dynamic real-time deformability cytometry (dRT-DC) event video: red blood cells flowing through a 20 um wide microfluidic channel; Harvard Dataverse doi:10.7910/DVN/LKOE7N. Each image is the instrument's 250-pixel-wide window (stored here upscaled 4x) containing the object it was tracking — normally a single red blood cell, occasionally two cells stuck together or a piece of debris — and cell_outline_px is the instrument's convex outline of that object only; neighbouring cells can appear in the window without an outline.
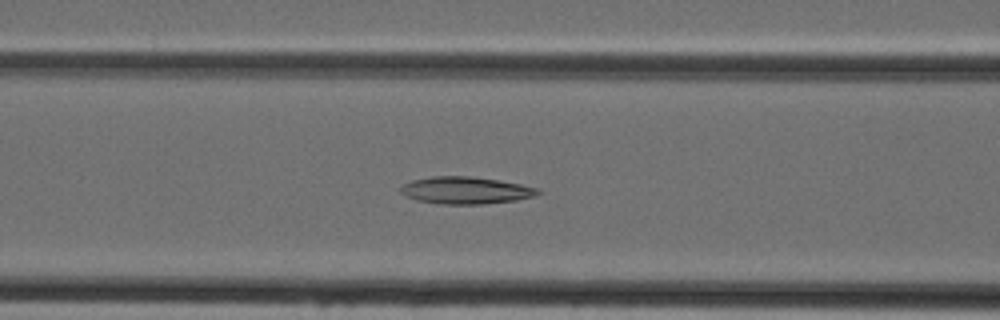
{"species": "Egyptian fruit bat (a non-hibernating species)", "species_latin": "Rousettus aegyptiacus", "temperature_condition": "cold", "stored_images_in_passage": 46, "camera_frame_rate_fps": 3000, "um_per_image_px": 0.085, "animal": {"sex": "female"}, "frame": {"image": 1, "passage_image": 18, "time_ms": 5.667, "image_size_px": [1000, 320], "cell_outline_px": [[544, 192], [536, 196], [516, 200], [484, 204], [440, 204], [416, 200], [404, 196], [400, 192], [400, 188], [404, 184], [412, 180], [432, 176], [472, 176], [500, 180], [540, 188]], "centroid_in_image_um": [39.62, 16.18], "position_along_channel_um": 127.0, "area_um2": 22.02}}
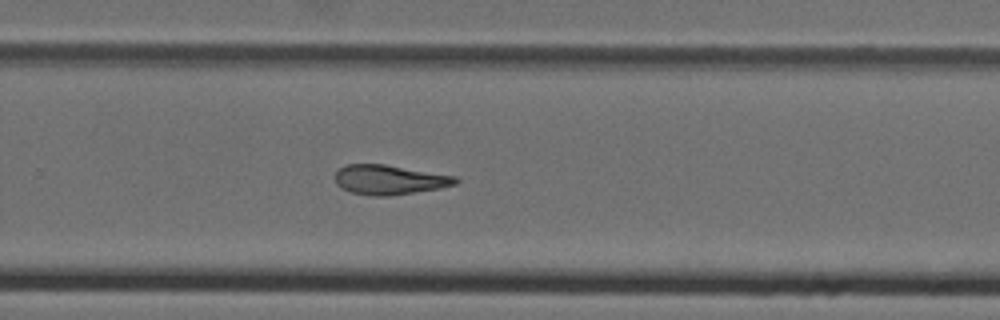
{"frame": {"image": 2, "passage_image": 30, "time_ms": 9.667, "image_size_px": [1000, 320], "cell_outline_px": [[460, 180], [456, 184], [440, 188], [388, 196], [372, 196], [352, 192], [340, 188], [336, 184], [336, 172], [340, 168], [348, 164], [384, 164], [456, 176]], "centroid_in_image_um": [33.1, 15.28], "position_along_channel_um": 296.7, "area_um2": 20.69}}
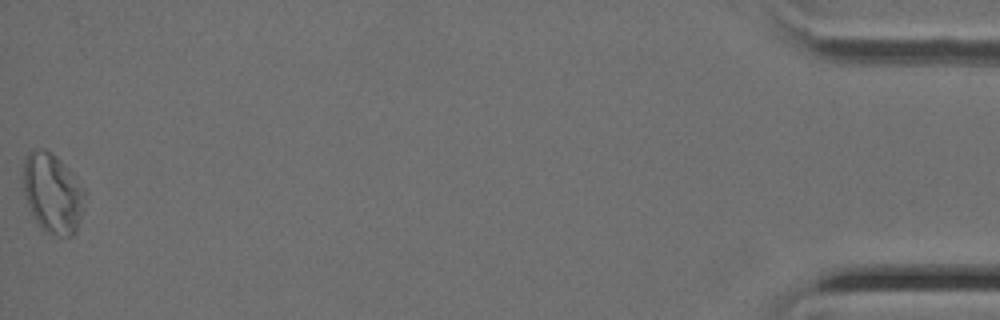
{"frame": {"image": 3, "passage_image": 46, "time_ms": 15.0, "image_size_px": [1000, 320], "cell_outline_px": [[88, 192], [84, 208], [76, 232], [72, 236], [64, 236], [48, 232], [36, 220], [24, 196], [24, 160], [28, 152], [40, 148], [44, 148], [56, 156], [68, 168]], "centroid_in_image_um": [4.52, 16.4], "position_along_channel_um": 430.7, "area_um2": 28.55}}